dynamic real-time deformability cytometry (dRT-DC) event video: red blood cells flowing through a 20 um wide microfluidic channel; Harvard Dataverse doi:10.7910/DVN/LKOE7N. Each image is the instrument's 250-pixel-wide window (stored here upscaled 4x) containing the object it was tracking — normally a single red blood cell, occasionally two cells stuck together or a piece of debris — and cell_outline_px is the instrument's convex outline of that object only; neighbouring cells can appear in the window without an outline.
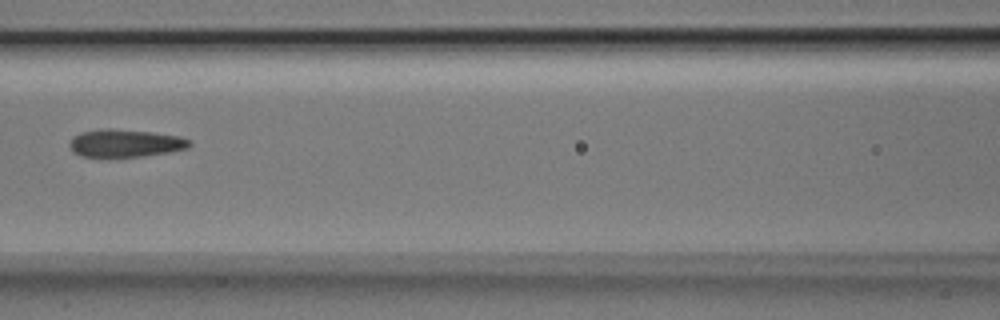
{"species": "Egyptian fruit bat (a non-hibernating species)", "species_latin": "Rousettus aegyptiacus", "temperature_condition": "room temperature", "stored_images_in_passage": 3, "camera_frame_rate_fps": 3000, "um_per_image_px": 0.085, "animal": {"sex": "male"}, "frame": {"image": 1, "passage_image": 3, "time_ms": 0.667, "image_size_px": [1000, 320], "cell_outline_px": [[192, 144], [188, 148], [168, 152], [144, 156], [80, 156], [72, 152], [72, 136], [80, 132], [104, 128], [108, 128], [152, 132], [180, 136], [192, 140]], "centroid_in_image_um": [10.69, 12.16], "position_along_channel_um": 155.9, "area_um2": 19.25}}